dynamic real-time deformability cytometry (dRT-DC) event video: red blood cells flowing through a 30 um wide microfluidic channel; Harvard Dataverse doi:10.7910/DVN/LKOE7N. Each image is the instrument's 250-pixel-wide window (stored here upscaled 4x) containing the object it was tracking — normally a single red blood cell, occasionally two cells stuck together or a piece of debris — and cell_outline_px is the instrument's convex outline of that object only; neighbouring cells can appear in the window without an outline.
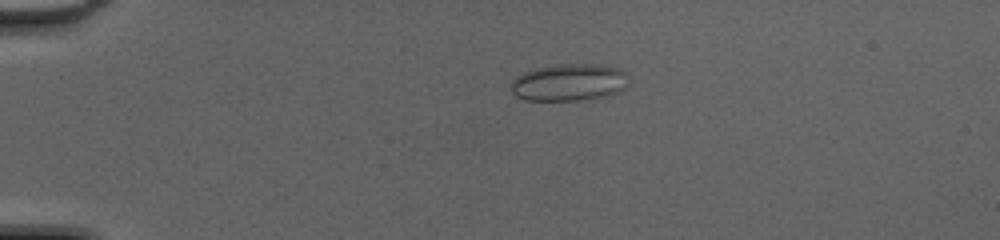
{"species": "common noctule bat (a hibernating species)", "species_latin": "Nyctalus noctula", "temperature_condition": "cold", "stored_images_in_passage": 51, "camera_frame_rate_fps": 3000, "um_per_image_px": 0.085, "animal": {"sex": "female", "body_mass_g": 20.0, "forearm_length_mm": 54.0}, "frame": {"image": 1, "passage_image": 13, "time_ms": 4.0, "image_size_px": [1000, 240], "cell_outline_px": [[624, 72], [620, 88], [612, 92], [600, 96], [576, 100], [524, 100], [516, 96], [512, 92], [512, 80], [516, 76], [524, 72], [540, 68], [564, 64], [584, 64], [612, 68]], "centroid_in_image_um": [48.17, 7.02], "position_along_channel_um": 36.8, "area_um2": 23.87}}
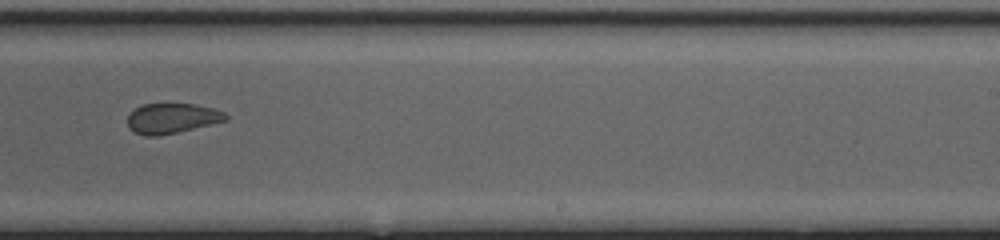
{"frame": {"image": 2, "passage_image": 34, "time_ms": 11.0, "image_size_px": [1000, 240], "cell_outline_px": [[228, 120], [160, 136], [144, 136], [128, 128], [128, 116], [136, 108], [144, 104], [196, 104], [212, 108], [224, 112], [228, 116]], "centroid_in_image_um": [14.62, 10.06], "position_along_channel_um": 274.4, "area_um2": 17.11}}
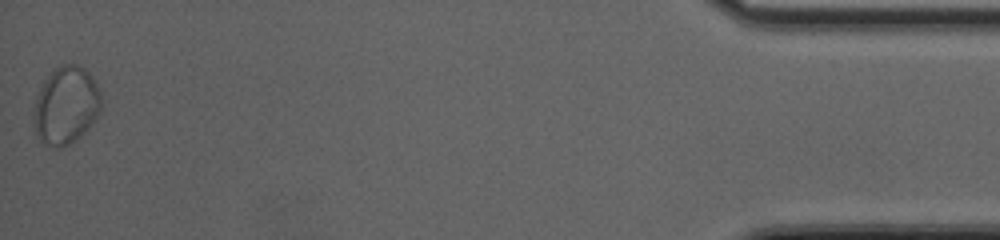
{"frame": {"image": 3, "passage_image": 51, "time_ms": 16.667, "image_size_px": [1000, 240], "cell_outline_px": [[100, 112], [68, 144], [60, 148], [56, 148], [40, 140], [36, 136], [36, 100], [44, 80], [52, 68], [64, 64], [76, 64], [84, 68], [92, 76], [100, 92]], "centroid_in_image_um": [5.6, 8.89], "position_along_channel_um": 429.6, "area_um2": 29.36}, "authors_computed_cell_mechanics": {"area_um2": 21.7906, "velocity_mm_per_s": 4.2028, "shape_relaxation_time_tau1_ms": null, "shape_relaxation_time_tau2_ms": 0.9688, "deformation_change_tau1": null, "deformation_change_tau2": 0.058}}